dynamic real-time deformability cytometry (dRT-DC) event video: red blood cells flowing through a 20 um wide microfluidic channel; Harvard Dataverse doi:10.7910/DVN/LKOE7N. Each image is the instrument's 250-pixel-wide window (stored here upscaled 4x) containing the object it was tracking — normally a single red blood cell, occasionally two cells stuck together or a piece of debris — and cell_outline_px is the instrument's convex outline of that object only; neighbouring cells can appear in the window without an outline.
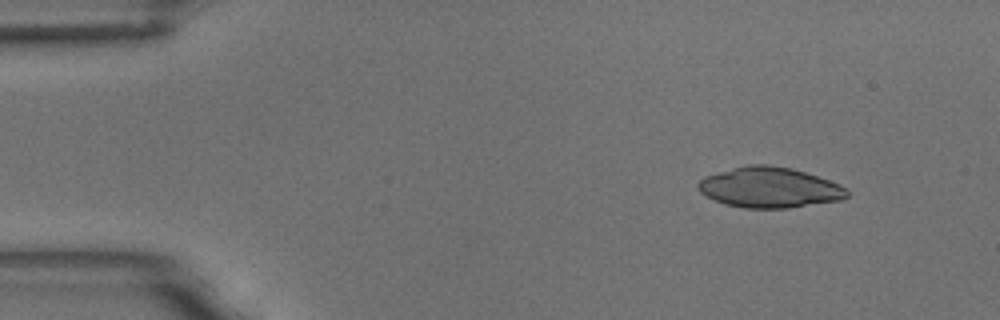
{"species": "common noctule bat (a hibernating species)", "species_latin": "Nyctalus noctula", "temperature_condition": "room temperature", "stored_images_in_passage": 5, "camera_frame_rate_fps": 3000, "um_per_image_px": 0.085, "animal": {"sex": "male", "body_mass_g": 18.8}, "frame": {"image": 1, "passage_image": 2, "time_ms": 0.333, "image_size_px": [1000, 320], "cell_outline_px": [[848, 196], [840, 200], [788, 208], [744, 208], [724, 204], [700, 192], [696, 188], [696, 184], [704, 176], [748, 164], [768, 164], [792, 168], [840, 184], [848, 192]], "centroid_in_image_um": [65.38, 15.93], "position_along_channel_um": 19.6, "area_um2": 34.97}}